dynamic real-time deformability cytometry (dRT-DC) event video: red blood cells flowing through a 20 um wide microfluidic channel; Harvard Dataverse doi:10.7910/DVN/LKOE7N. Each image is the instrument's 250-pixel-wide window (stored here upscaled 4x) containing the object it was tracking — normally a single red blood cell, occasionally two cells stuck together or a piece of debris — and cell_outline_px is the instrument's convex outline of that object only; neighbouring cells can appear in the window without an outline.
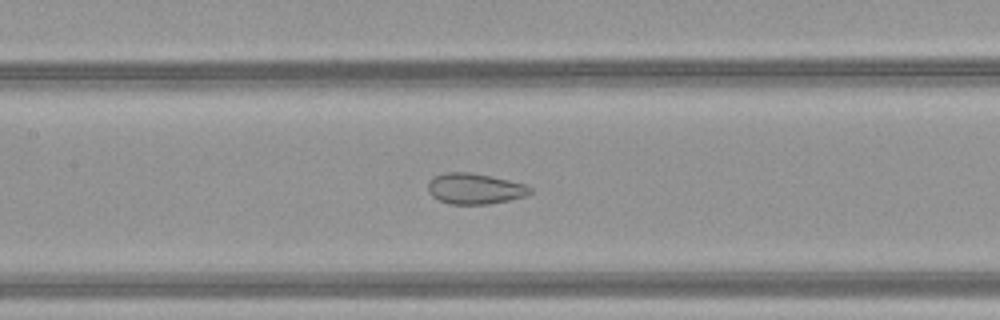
{"species": "common noctule bat (a hibernating species)", "species_latin": "Nyctalus noctula", "temperature_condition": "warm", "stored_images_in_passage": 53, "camera_frame_rate_fps": 3000, "um_per_image_px": 0.085, "animal": {"sex": "female", "body_mass_g": 21.9}, "frame": {"image": 1, "passage_image": 26, "time_ms": 8.333, "image_size_px": [1000, 320], "cell_outline_px": [[532, 192], [524, 196], [508, 200], [488, 204], [452, 204], [440, 200], [432, 196], [428, 192], [428, 180], [432, 176], [444, 172], [468, 172], [492, 176], [524, 184], [532, 188]], "centroid_in_image_um": [40.32, 16.02], "position_along_channel_um": 167.1, "area_um2": 18.32}}
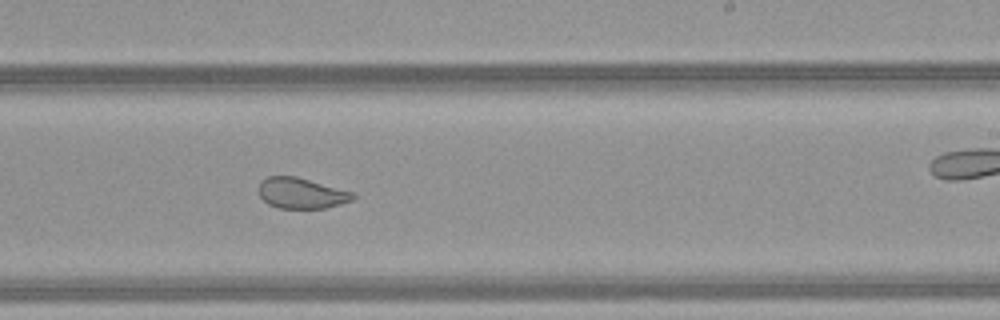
{"frame": {"image": 2, "passage_image": 33, "time_ms": 10.667, "image_size_px": [1000, 320], "cell_outline_px": [[356, 196], [352, 200], [340, 204], [324, 208], [280, 208], [268, 204], [260, 196], [260, 180], [268, 176], [296, 176], [352, 192]], "centroid_in_image_um": [25.6, 16.42], "position_along_channel_um": 263.4, "area_um2": 16.65}}
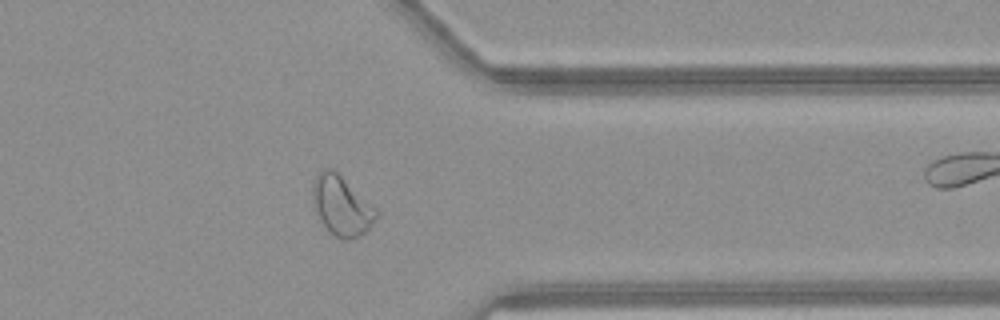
{"frame": {"image": 3, "passage_image": 42, "time_ms": 13.667, "image_size_px": [1000, 320], "cell_outline_px": [[376, 216], [372, 224], [360, 236], [352, 240], [340, 240], [328, 232], [320, 220], [312, 204], [312, 184], [316, 176], [324, 168], [332, 168], [376, 208]], "centroid_in_image_um": [28.98, 17.52], "position_along_channel_um": 382.4, "area_um2": 22.02}}